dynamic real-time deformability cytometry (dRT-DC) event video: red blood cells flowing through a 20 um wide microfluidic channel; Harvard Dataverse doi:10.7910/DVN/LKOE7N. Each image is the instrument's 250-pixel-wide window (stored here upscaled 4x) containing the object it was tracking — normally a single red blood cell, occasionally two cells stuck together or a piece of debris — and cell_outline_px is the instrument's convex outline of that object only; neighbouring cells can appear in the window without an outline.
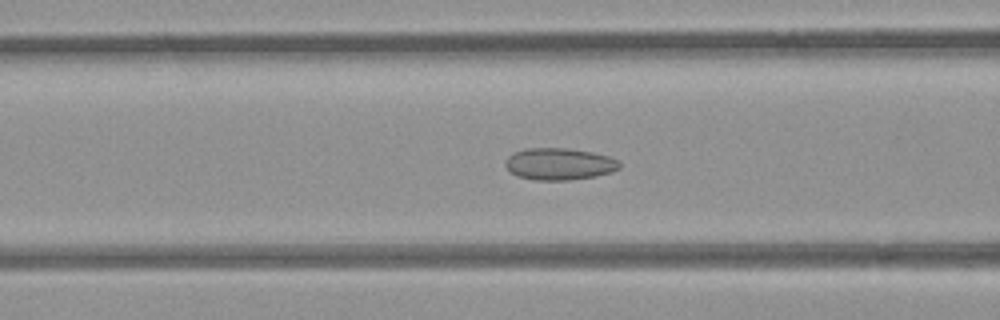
{"species": "common noctule bat (a hibernating species)", "species_latin": "Nyctalus noctula", "temperature_condition": "room temperature", "stored_images_in_passage": 51, "camera_frame_rate_fps": 3000, "um_per_image_px": 0.085, "animal": {"sex": "female", "body_mass_g": 21.9}, "frame": {"image": 1, "passage_image": 18, "time_ms": 5.667, "image_size_px": [1000, 320], "cell_outline_px": [[620, 168], [612, 172], [596, 176], [568, 180], [532, 180], [516, 176], [504, 164], [508, 156], [512, 152], [528, 148], [568, 148], [592, 152], [608, 156], [620, 160]], "centroid_in_image_um": [47.54, 13.94], "position_along_channel_um": 119.1, "area_um2": 21.39}}
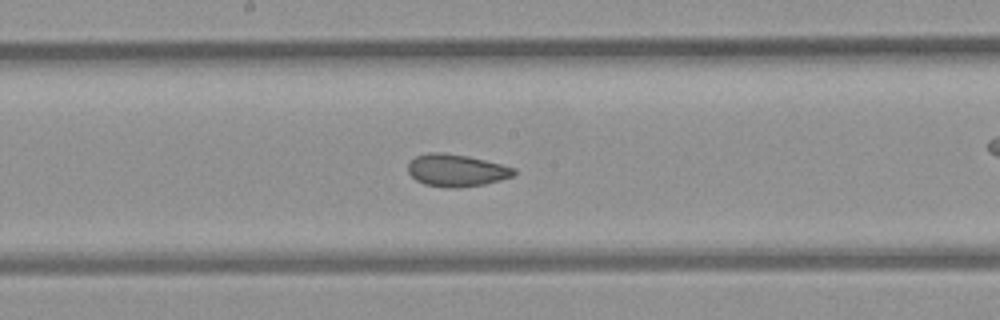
{"frame": {"image": 2, "passage_image": 25, "time_ms": 8.0, "image_size_px": [1000, 320], "cell_outline_px": [[516, 172], [512, 176], [500, 180], [484, 184], [456, 188], [444, 188], [424, 184], [416, 180], [408, 172], [408, 160], [416, 156], [428, 152], [444, 152], [468, 156], [516, 168]], "centroid_in_image_um": [38.75, 14.48], "position_along_channel_um": 209.4, "area_um2": 20.06}}
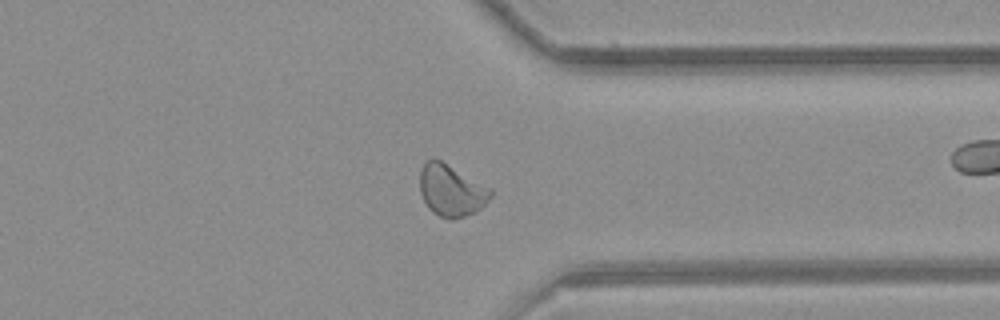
{"frame": {"image": 3, "passage_image": 38, "time_ms": 12.333, "image_size_px": [1000, 320], "cell_outline_px": [[492, 196], [480, 208], [464, 216], [452, 220], [448, 220], [432, 212], [428, 208], [420, 192], [420, 168], [428, 160], [440, 160], [492, 188]], "centroid_in_image_um": [38.35, 16.2], "position_along_channel_um": 373.0, "area_um2": 21.15}, "authors_computed_cell_mechanics": {"area_um2": 21.2126, "velocity_mm_per_s": 3.8513, "shape_relaxation_time_tau1_ms": null, "shape_relaxation_time_tau2_ms": 1.1872, "deformation_change_tau1": null, "deformation_change_tau2": 0.0602}}